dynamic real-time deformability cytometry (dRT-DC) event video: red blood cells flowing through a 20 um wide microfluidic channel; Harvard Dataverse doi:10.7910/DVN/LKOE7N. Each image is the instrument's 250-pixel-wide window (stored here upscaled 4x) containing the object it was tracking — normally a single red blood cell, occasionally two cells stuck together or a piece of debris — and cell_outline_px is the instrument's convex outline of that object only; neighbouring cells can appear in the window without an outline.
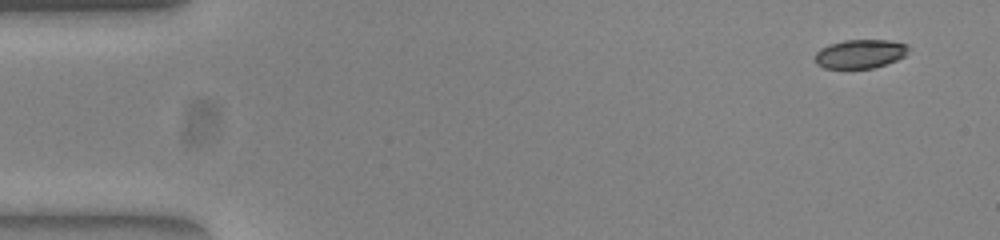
{"species": "common noctule bat (a hibernating species)", "species_latin": "Nyctalus noctula", "temperature_condition": "warm", "stored_images_in_passage": 50, "camera_frame_rate_fps": 3000, "um_per_image_px": 0.085, "animal": {"sex": "female", "body_mass_g": 23.0, "forearm_length_mm": 53.4}, "frame": {"image": 1, "passage_image": 1, "time_ms": 0.0, "image_size_px": [1000, 240], "cell_outline_px": [[908, 48], [904, 56], [896, 60], [872, 68], [824, 68], [816, 64], [816, 52], [820, 48], [828, 44], [844, 40], [888, 40], [908, 44]], "centroid_in_image_um": [73.08, 4.57], "position_along_channel_um": 11.9, "area_um2": 15.61}}
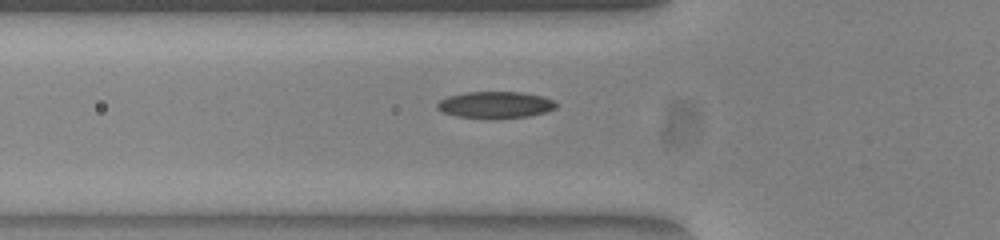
{"frame": {"image": 2, "passage_image": 16, "time_ms": 5.0, "image_size_px": [1000, 240], "cell_outline_px": [[556, 108], [544, 112], [528, 116], [456, 116], [444, 112], [436, 108], [436, 104], [440, 100], [448, 96], [464, 92], [520, 92], [540, 96], [552, 100], [556, 104]], "centroid_in_image_um": [42.07, 8.87], "position_along_channel_um": 83.7, "area_um2": 17.57}}
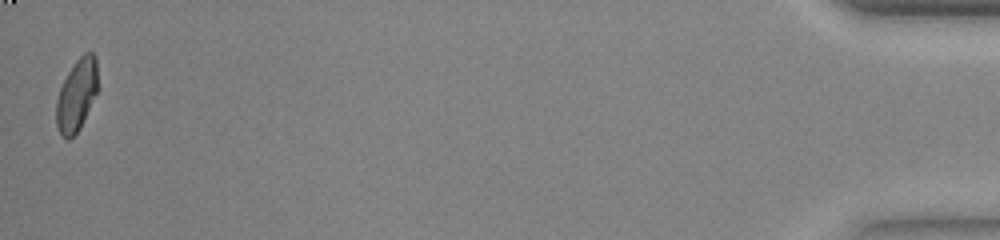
{"frame": {"image": 3, "passage_image": 50, "time_ms": 16.333, "image_size_px": [1000, 240], "cell_outline_px": [[100, 88], [80, 128], [68, 140], [60, 136], [56, 124], [56, 100], [60, 88], [68, 72], [76, 60], [84, 52], [92, 52], [96, 56]], "centroid_in_image_um": [6.55, 8.06], "position_along_channel_um": 428.6, "area_um2": 17.92}, "authors_computed_cell_mechanics": {"area_um2": 17.8602, "velocity_mm_per_s": 3.9092, "shape_relaxation_time_tau1_ms": 6.5178, "shape_relaxation_time_tau2_ms": 1.323, "deformation_change_tau1": 0.2121, "deformation_change_tau2": 0.0566}}